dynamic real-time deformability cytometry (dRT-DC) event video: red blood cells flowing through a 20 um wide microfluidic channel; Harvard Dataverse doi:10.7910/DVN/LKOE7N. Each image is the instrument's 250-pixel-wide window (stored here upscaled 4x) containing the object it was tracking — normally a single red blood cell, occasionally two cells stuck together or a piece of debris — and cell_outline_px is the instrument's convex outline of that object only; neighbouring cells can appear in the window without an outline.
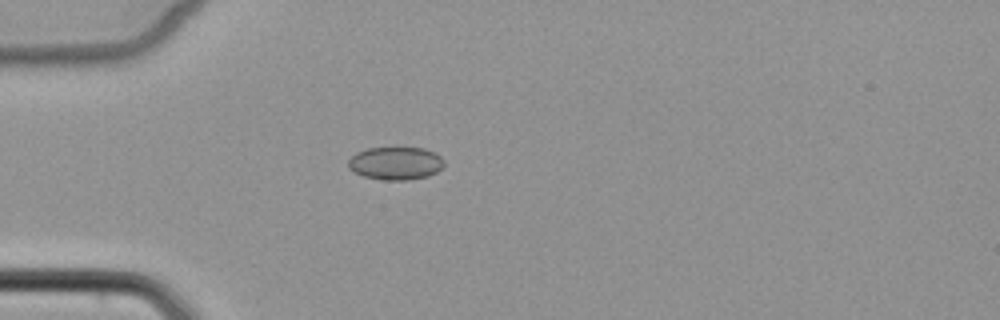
{"species": "common noctule bat (a hibernating species)", "species_latin": "Nyctalus noctula", "temperature_condition": "cold", "stored_images_in_passage": 5, "camera_frame_rate_fps": 3000, "um_per_image_px": 0.085, "animal": {"sex": "female", "body_mass_g": 22.7, "forearm_length_mm": 54.2}, "frame": {"image": 1, "passage_image": 4, "time_ms": 4.667, "image_size_px": [1000, 320], "cell_outline_px": [[444, 164], [436, 172], [428, 176], [408, 180], [384, 180], [364, 176], [348, 168], [348, 160], [356, 152], [368, 148], [424, 148], [436, 152], [444, 160]], "centroid_in_image_um": [33.64, 13.87], "position_along_channel_um": 51.4, "area_um2": 18.38}}